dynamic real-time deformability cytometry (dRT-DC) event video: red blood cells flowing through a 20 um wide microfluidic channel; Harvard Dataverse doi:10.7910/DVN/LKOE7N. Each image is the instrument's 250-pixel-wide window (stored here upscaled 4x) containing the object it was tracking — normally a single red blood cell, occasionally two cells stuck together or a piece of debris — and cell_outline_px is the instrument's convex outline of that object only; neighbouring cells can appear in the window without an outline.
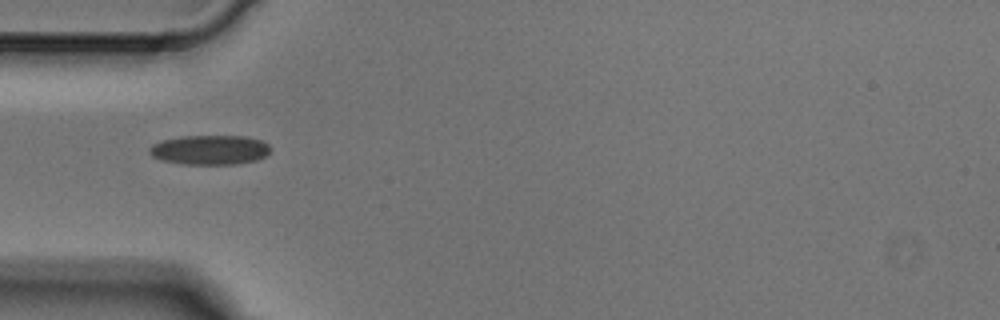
{"species": "Egyptian fruit bat (a non-hibernating species)", "species_latin": "Rousettus aegyptiacus", "temperature_condition": "cold", "stored_images_in_passage": 1, "camera_frame_rate_fps": 3000, "um_per_image_px": 0.085, "animal": {"sex": "male"}, "frame": {"image": 1, "passage_image": 1, "time_ms": 0.0, "image_size_px": [1000, 320], "cell_outline_px": [[268, 152], [264, 156], [256, 160], [236, 164], [184, 164], [164, 160], [152, 156], [148, 152], [148, 148], [152, 144], [160, 140], [180, 136], [244, 136], [260, 140], [268, 144]], "centroid_in_image_um": [17.78, 12.73], "position_along_channel_um": 67.2, "area_um2": 20.75}}